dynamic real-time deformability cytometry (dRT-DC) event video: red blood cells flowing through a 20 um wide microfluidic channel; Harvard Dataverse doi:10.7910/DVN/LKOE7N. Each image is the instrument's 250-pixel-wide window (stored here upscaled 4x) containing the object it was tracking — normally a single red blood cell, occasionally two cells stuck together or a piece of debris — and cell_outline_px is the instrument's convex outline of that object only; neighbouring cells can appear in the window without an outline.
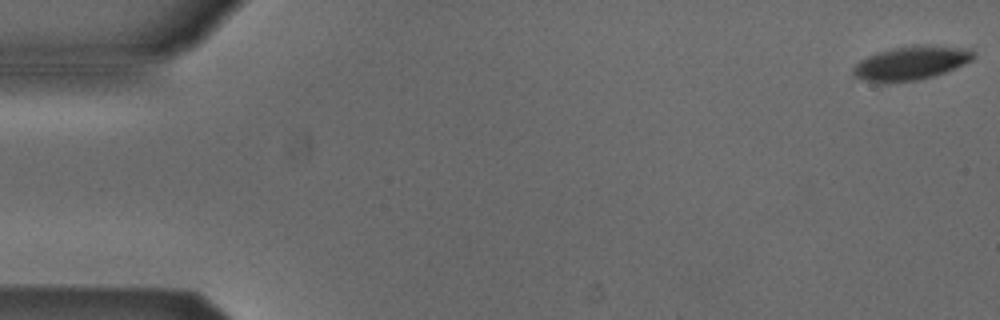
{"species": "Egyptian fruit bat (a non-hibernating species)", "species_latin": "Rousettus aegyptiacus", "temperature_condition": "cold", "stored_images_in_passage": 6, "camera_frame_rate_fps": 3000, "um_per_image_px": 0.085, "animal": {"sex": "male"}, "frame": {"image": 1, "passage_image": 1, "time_ms": 0.0, "image_size_px": [1000, 320], "cell_outline_px": [[976, 56], [972, 60], [956, 68], [932, 76], [916, 80], [888, 84], [880, 84], [864, 80], [852, 76], [852, 68], [860, 60], [868, 56], [892, 48], [916, 44], [928, 44], [964, 48], [976, 52]], "centroid_in_image_um": [77.41, 5.37], "position_along_channel_um": 7.6, "area_um2": 24.1}}